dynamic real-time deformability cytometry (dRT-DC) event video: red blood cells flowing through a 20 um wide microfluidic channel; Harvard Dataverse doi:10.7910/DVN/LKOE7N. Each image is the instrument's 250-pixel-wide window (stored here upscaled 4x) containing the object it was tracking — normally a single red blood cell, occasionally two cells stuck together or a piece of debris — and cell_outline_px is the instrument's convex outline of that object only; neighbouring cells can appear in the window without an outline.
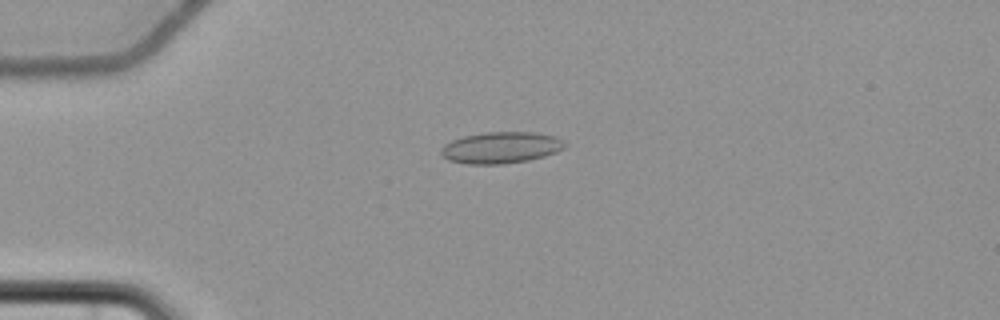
{"species": "common noctule bat (a hibernating species)", "species_latin": "Nyctalus noctula", "temperature_condition": "cold", "stored_images_in_passage": 7, "camera_frame_rate_fps": 3000, "um_per_image_px": 0.085, "animal": {"sex": "female", "body_mass_g": 22.7, "forearm_length_mm": 54.2}, "frame": {"image": 1, "passage_image": 5, "time_ms": 4.667, "image_size_px": [1000, 320], "cell_outline_px": [[568, 144], [564, 148], [556, 152], [544, 156], [528, 160], [500, 164], [468, 164], [448, 160], [440, 152], [440, 148], [444, 144], [452, 140], [464, 136], [484, 132], [532, 132], [556, 136], [564, 140]], "centroid_in_image_um": [42.59, 12.54], "position_along_channel_um": 42.4, "area_um2": 22.77}}
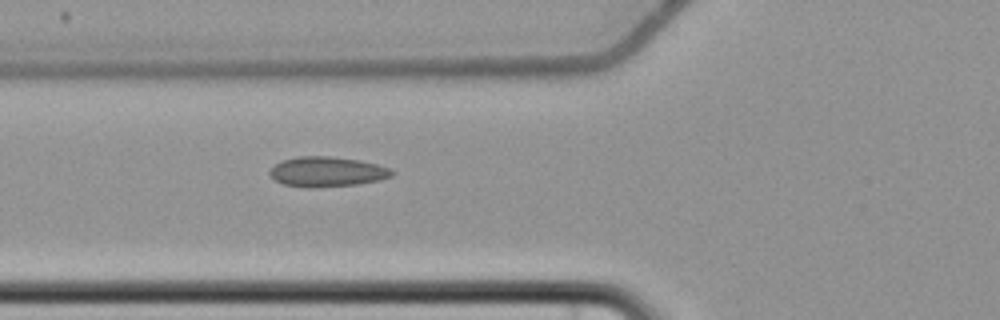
{"frame": {"image": 2, "passage_image": 7, "time_ms": 7.0, "image_size_px": [1000, 320], "cell_outline_px": [[396, 172], [392, 176], [380, 180], [356, 184], [312, 188], [308, 188], [284, 184], [276, 180], [268, 172], [276, 164], [284, 160], [296, 156], [328, 156], [360, 160], [392, 168]], "centroid_in_image_um": [27.84, 14.59], "position_along_channel_um": 98.0, "area_um2": 21.33}}